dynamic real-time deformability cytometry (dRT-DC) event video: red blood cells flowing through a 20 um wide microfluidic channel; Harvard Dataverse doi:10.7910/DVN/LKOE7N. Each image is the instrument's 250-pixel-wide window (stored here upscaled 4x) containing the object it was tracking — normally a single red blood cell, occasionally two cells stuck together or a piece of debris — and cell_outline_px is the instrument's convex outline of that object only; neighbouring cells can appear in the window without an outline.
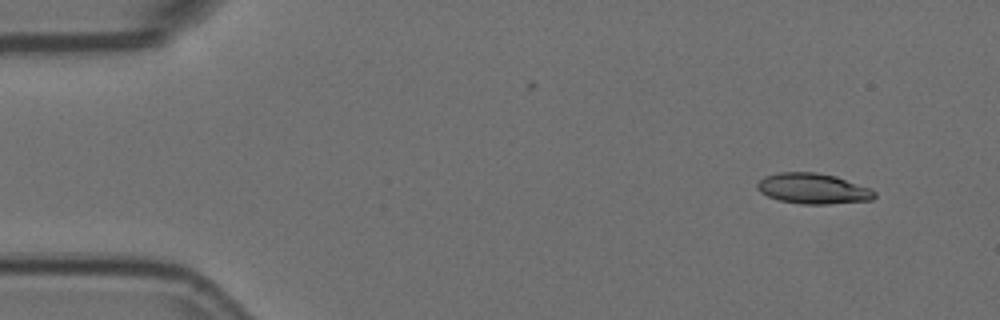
{"species": "Egyptian fruit bat (a non-hibernating species)", "species_latin": "Rousettus aegyptiacus", "temperature_condition": "room temperature", "stored_images_in_passage": 5, "camera_frame_rate_fps": 3000, "um_per_image_px": 0.085, "animal": {"sex": "female"}, "frame": {"image": 1, "passage_image": 1, "time_ms": 0.0, "image_size_px": [1000, 320], "cell_outline_px": [[876, 196], [872, 200], [828, 204], [800, 204], [780, 200], [768, 196], [760, 192], [756, 188], [756, 184], [764, 176], [780, 172], [816, 172], [836, 176], [872, 188], [876, 192]], "centroid_in_image_um": [69.13, 16.03], "position_along_channel_um": 15.9, "area_um2": 21.04}}
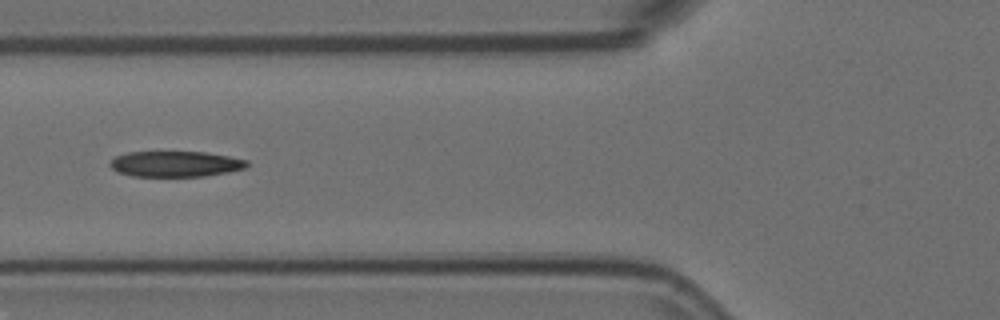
{"frame": {"image": 2, "passage_image": 5, "time_ms": 1.333, "image_size_px": [1000, 320], "cell_outline_px": [[248, 164], [244, 168], [228, 172], [204, 176], [132, 176], [116, 172], [108, 164], [116, 156], [128, 152], [204, 152], [228, 156], [248, 160]], "centroid_in_image_um": [14.89, 13.94], "position_along_channel_um": 110.9, "area_um2": 20.4}}